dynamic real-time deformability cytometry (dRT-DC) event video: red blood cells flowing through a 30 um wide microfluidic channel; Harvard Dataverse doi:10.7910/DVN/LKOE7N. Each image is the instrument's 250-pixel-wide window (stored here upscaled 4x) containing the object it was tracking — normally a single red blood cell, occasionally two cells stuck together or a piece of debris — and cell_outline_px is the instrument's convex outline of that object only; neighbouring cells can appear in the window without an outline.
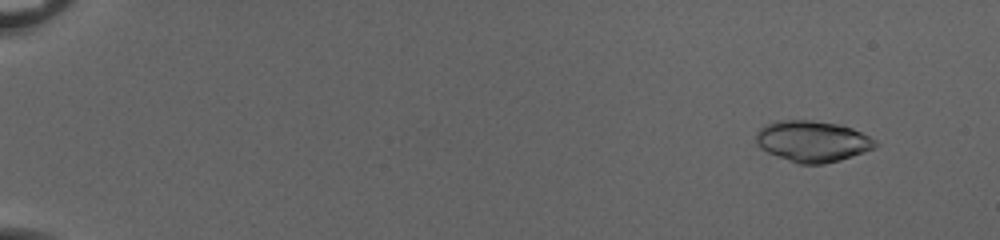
{"species": "common noctule bat (a hibernating species)", "species_latin": "Nyctalus noctula", "temperature_condition": "cold", "stored_images_in_passage": 53, "camera_frame_rate_fps": 3000, "um_per_image_px": 0.085, "animal": {"sex": "female", "body_mass_g": 20.0, "forearm_length_mm": 54.0}, "frame": {"image": 1, "passage_image": 5, "time_ms": 1.333, "image_size_px": [1000, 240], "cell_outline_px": [[876, 144], [872, 148], [864, 152], [840, 160], [824, 164], [800, 164], [768, 152], [760, 148], [756, 144], [756, 132], [760, 128], [768, 124], [784, 120], [812, 120], [840, 124], [852, 128], [876, 140]], "centroid_in_image_um": [69.05, 12.0], "position_along_channel_um": 15.9, "area_um2": 28.26}}
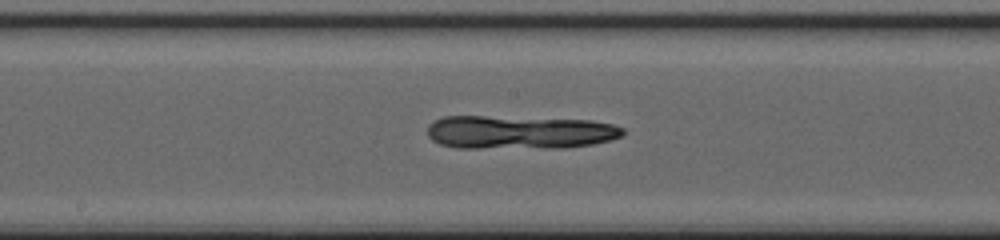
{"frame": {"image": 2, "passage_image": 31, "time_ms": 10.0, "image_size_px": [1000, 240], "cell_outline_px": [[624, 132], [620, 136], [612, 140], [592, 144], [568, 148], [456, 148], [440, 144], [432, 140], [428, 136], [428, 124], [432, 120], [444, 116], [484, 116], [592, 120], [612, 124], [624, 128]], "centroid_in_image_um": [44.13, 11.24], "position_along_channel_um": 204.1, "area_um2": 38.61}}
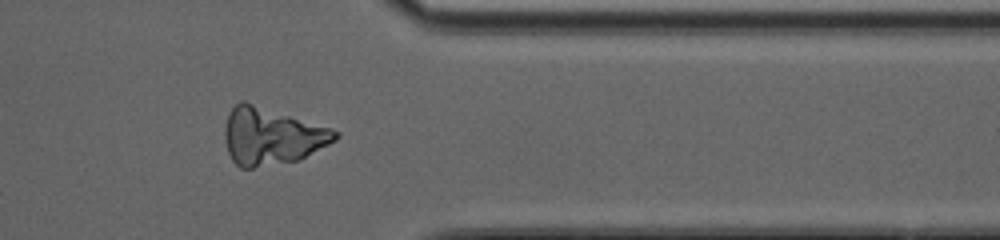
{"frame": {"image": 3, "passage_image": 45, "time_ms": 14.667, "image_size_px": [1000, 240], "cell_outline_px": [[340, 136], [336, 140], [296, 160], [252, 168], [240, 168], [232, 160], [228, 152], [224, 140], [224, 128], [228, 112], [240, 100], [244, 100], [332, 128], [340, 132]], "centroid_in_image_um": [23.05, 11.55], "position_along_channel_um": 388.4, "area_um2": 36.7}}